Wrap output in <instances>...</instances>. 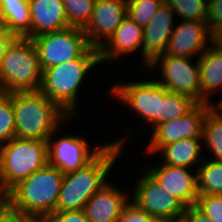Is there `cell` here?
Returning <instances> with one entry per match:
<instances>
[{
	"instance_id": "74e56055",
	"label": "cell",
	"mask_w": 222,
	"mask_h": 222,
	"mask_svg": "<svg viewBox=\"0 0 222 222\" xmlns=\"http://www.w3.org/2000/svg\"><path fill=\"white\" fill-rule=\"evenodd\" d=\"M163 222H188V220L184 216H181V217H178V218L164 220Z\"/></svg>"
},
{
	"instance_id": "cb8c5ba5",
	"label": "cell",
	"mask_w": 222,
	"mask_h": 222,
	"mask_svg": "<svg viewBox=\"0 0 222 222\" xmlns=\"http://www.w3.org/2000/svg\"><path fill=\"white\" fill-rule=\"evenodd\" d=\"M199 194H222V161L204 158L197 168Z\"/></svg>"
},
{
	"instance_id": "4fadbf2b",
	"label": "cell",
	"mask_w": 222,
	"mask_h": 222,
	"mask_svg": "<svg viewBox=\"0 0 222 222\" xmlns=\"http://www.w3.org/2000/svg\"><path fill=\"white\" fill-rule=\"evenodd\" d=\"M127 16V0H96L91 18L83 28L89 45L100 49Z\"/></svg>"
},
{
	"instance_id": "603a6c76",
	"label": "cell",
	"mask_w": 222,
	"mask_h": 222,
	"mask_svg": "<svg viewBox=\"0 0 222 222\" xmlns=\"http://www.w3.org/2000/svg\"><path fill=\"white\" fill-rule=\"evenodd\" d=\"M203 145L211 160L222 161V112L213 105L206 113L202 130Z\"/></svg>"
},
{
	"instance_id": "4dcf8cb0",
	"label": "cell",
	"mask_w": 222,
	"mask_h": 222,
	"mask_svg": "<svg viewBox=\"0 0 222 222\" xmlns=\"http://www.w3.org/2000/svg\"><path fill=\"white\" fill-rule=\"evenodd\" d=\"M116 222H163L158 217L150 216L146 211L140 209L131 200L124 207L122 214L117 218Z\"/></svg>"
},
{
	"instance_id": "d6a6232c",
	"label": "cell",
	"mask_w": 222,
	"mask_h": 222,
	"mask_svg": "<svg viewBox=\"0 0 222 222\" xmlns=\"http://www.w3.org/2000/svg\"><path fill=\"white\" fill-rule=\"evenodd\" d=\"M47 222H89L84 209L54 212L44 218Z\"/></svg>"
},
{
	"instance_id": "7402d4cb",
	"label": "cell",
	"mask_w": 222,
	"mask_h": 222,
	"mask_svg": "<svg viewBox=\"0 0 222 222\" xmlns=\"http://www.w3.org/2000/svg\"><path fill=\"white\" fill-rule=\"evenodd\" d=\"M4 29L18 37L31 38V13L28 0H0Z\"/></svg>"
},
{
	"instance_id": "44dd1931",
	"label": "cell",
	"mask_w": 222,
	"mask_h": 222,
	"mask_svg": "<svg viewBox=\"0 0 222 222\" xmlns=\"http://www.w3.org/2000/svg\"><path fill=\"white\" fill-rule=\"evenodd\" d=\"M203 138L193 137L185 138L171 144L161 147L158 151L162 161L160 164L187 167L192 169L202 163L205 157L201 154L203 151ZM199 162V163H198ZM198 164V165H197Z\"/></svg>"
},
{
	"instance_id": "ffe728a7",
	"label": "cell",
	"mask_w": 222,
	"mask_h": 222,
	"mask_svg": "<svg viewBox=\"0 0 222 222\" xmlns=\"http://www.w3.org/2000/svg\"><path fill=\"white\" fill-rule=\"evenodd\" d=\"M200 64L201 103L215 105L210 99L222 92V48L214 42L198 58ZM216 92V93H215Z\"/></svg>"
},
{
	"instance_id": "ab89813d",
	"label": "cell",
	"mask_w": 222,
	"mask_h": 222,
	"mask_svg": "<svg viewBox=\"0 0 222 222\" xmlns=\"http://www.w3.org/2000/svg\"><path fill=\"white\" fill-rule=\"evenodd\" d=\"M30 222H47L45 219H32Z\"/></svg>"
},
{
	"instance_id": "e0dca14e",
	"label": "cell",
	"mask_w": 222,
	"mask_h": 222,
	"mask_svg": "<svg viewBox=\"0 0 222 222\" xmlns=\"http://www.w3.org/2000/svg\"><path fill=\"white\" fill-rule=\"evenodd\" d=\"M143 35V27L127 16L99 49L101 64L110 63L113 59L120 60L121 56L128 57V54L131 56L135 52L138 55L137 51H140L141 55L138 56L142 58Z\"/></svg>"
},
{
	"instance_id": "e575fe53",
	"label": "cell",
	"mask_w": 222,
	"mask_h": 222,
	"mask_svg": "<svg viewBox=\"0 0 222 222\" xmlns=\"http://www.w3.org/2000/svg\"><path fill=\"white\" fill-rule=\"evenodd\" d=\"M17 38L18 36L15 33L8 32L6 29L0 32V65L8 48Z\"/></svg>"
},
{
	"instance_id": "277c9868",
	"label": "cell",
	"mask_w": 222,
	"mask_h": 222,
	"mask_svg": "<svg viewBox=\"0 0 222 222\" xmlns=\"http://www.w3.org/2000/svg\"><path fill=\"white\" fill-rule=\"evenodd\" d=\"M16 137L47 141L70 116L40 91L12 92Z\"/></svg>"
},
{
	"instance_id": "836d02e7",
	"label": "cell",
	"mask_w": 222,
	"mask_h": 222,
	"mask_svg": "<svg viewBox=\"0 0 222 222\" xmlns=\"http://www.w3.org/2000/svg\"><path fill=\"white\" fill-rule=\"evenodd\" d=\"M32 219L13 210L3 199L0 201V222H30Z\"/></svg>"
},
{
	"instance_id": "d6986e66",
	"label": "cell",
	"mask_w": 222,
	"mask_h": 222,
	"mask_svg": "<svg viewBox=\"0 0 222 222\" xmlns=\"http://www.w3.org/2000/svg\"><path fill=\"white\" fill-rule=\"evenodd\" d=\"M31 38L70 27L62 0H28Z\"/></svg>"
},
{
	"instance_id": "9c48e42d",
	"label": "cell",
	"mask_w": 222,
	"mask_h": 222,
	"mask_svg": "<svg viewBox=\"0 0 222 222\" xmlns=\"http://www.w3.org/2000/svg\"><path fill=\"white\" fill-rule=\"evenodd\" d=\"M42 70L79 58L89 47L83 28L68 27L31 38Z\"/></svg>"
},
{
	"instance_id": "3957f363",
	"label": "cell",
	"mask_w": 222,
	"mask_h": 222,
	"mask_svg": "<svg viewBox=\"0 0 222 222\" xmlns=\"http://www.w3.org/2000/svg\"><path fill=\"white\" fill-rule=\"evenodd\" d=\"M63 173L50 164L14 186L3 200L16 211L33 219H44L56 212Z\"/></svg>"
},
{
	"instance_id": "484cf974",
	"label": "cell",
	"mask_w": 222,
	"mask_h": 222,
	"mask_svg": "<svg viewBox=\"0 0 222 222\" xmlns=\"http://www.w3.org/2000/svg\"><path fill=\"white\" fill-rule=\"evenodd\" d=\"M180 20L206 21L208 0H165Z\"/></svg>"
},
{
	"instance_id": "7a4b0ae2",
	"label": "cell",
	"mask_w": 222,
	"mask_h": 222,
	"mask_svg": "<svg viewBox=\"0 0 222 222\" xmlns=\"http://www.w3.org/2000/svg\"><path fill=\"white\" fill-rule=\"evenodd\" d=\"M100 63L99 49L90 46L79 58L42 70L39 91L70 117L79 116L80 86L90 70Z\"/></svg>"
},
{
	"instance_id": "83f0119b",
	"label": "cell",
	"mask_w": 222,
	"mask_h": 222,
	"mask_svg": "<svg viewBox=\"0 0 222 222\" xmlns=\"http://www.w3.org/2000/svg\"><path fill=\"white\" fill-rule=\"evenodd\" d=\"M164 2L165 0H127L128 17L145 27Z\"/></svg>"
},
{
	"instance_id": "5bb4252c",
	"label": "cell",
	"mask_w": 222,
	"mask_h": 222,
	"mask_svg": "<svg viewBox=\"0 0 222 222\" xmlns=\"http://www.w3.org/2000/svg\"><path fill=\"white\" fill-rule=\"evenodd\" d=\"M212 43L213 34L206 21L178 20L164 54L199 58Z\"/></svg>"
},
{
	"instance_id": "ba28073f",
	"label": "cell",
	"mask_w": 222,
	"mask_h": 222,
	"mask_svg": "<svg viewBox=\"0 0 222 222\" xmlns=\"http://www.w3.org/2000/svg\"><path fill=\"white\" fill-rule=\"evenodd\" d=\"M76 117H69L47 140L48 164L58 168L63 174L71 173L82 169L90 163L109 143L93 144L83 135L62 134L58 138H54L61 133L62 126L66 127V122H72ZM69 120V121H68ZM60 130V131H59ZM54 136V137H53Z\"/></svg>"
},
{
	"instance_id": "2e32d148",
	"label": "cell",
	"mask_w": 222,
	"mask_h": 222,
	"mask_svg": "<svg viewBox=\"0 0 222 222\" xmlns=\"http://www.w3.org/2000/svg\"><path fill=\"white\" fill-rule=\"evenodd\" d=\"M175 12L164 2L150 23L143 27L142 63L144 69L164 54L175 27Z\"/></svg>"
},
{
	"instance_id": "7c38bea8",
	"label": "cell",
	"mask_w": 222,
	"mask_h": 222,
	"mask_svg": "<svg viewBox=\"0 0 222 222\" xmlns=\"http://www.w3.org/2000/svg\"><path fill=\"white\" fill-rule=\"evenodd\" d=\"M141 178L135 183V192L131 194V201L150 216L158 217L162 221L183 216L186 206L171 193L163 190L144 168Z\"/></svg>"
},
{
	"instance_id": "f35d334b",
	"label": "cell",
	"mask_w": 222,
	"mask_h": 222,
	"mask_svg": "<svg viewBox=\"0 0 222 222\" xmlns=\"http://www.w3.org/2000/svg\"><path fill=\"white\" fill-rule=\"evenodd\" d=\"M215 106L222 112V97L219 100L217 99Z\"/></svg>"
},
{
	"instance_id": "8d00e7d4",
	"label": "cell",
	"mask_w": 222,
	"mask_h": 222,
	"mask_svg": "<svg viewBox=\"0 0 222 222\" xmlns=\"http://www.w3.org/2000/svg\"><path fill=\"white\" fill-rule=\"evenodd\" d=\"M213 42L222 48V27L213 34Z\"/></svg>"
},
{
	"instance_id": "9a60e30c",
	"label": "cell",
	"mask_w": 222,
	"mask_h": 222,
	"mask_svg": "<svg viewBox=\"0 0 222 222\" xmlns=\"http://www.w3.org/2000/svg\"><path fill=\"white\" fill-rule=\"evenodd\" d=\"M144 168L158 183L164 191L171 193L186 207L196 205L198 192L197 170L190 172V168L157 164L147 165Z\"/></svg>"
},
{
	"instance_id": "4316f807",
	"label": "cell",
	"mask_w": 222,
	"mask_h": 222,
	"mask_svg": "<svg viewBox=\"0 0 222 222\" xmlns=\"http://www.w3.org/2000/svg\"><path fill=\"white\" fill-rule=\"evenodd\" d=\"M68 25L84 28L91 18L96 0H62Z\"/></svg>"
},
{
	"instance_id": "30bf717a",
	"label": "cell",
	"mask_w": 222,
	"mask_h": 222,
	"mask_svg": "<svg viewBox=\"0 0 222 222\" xmlns=\"http://www.w3.org/2000/svg\"><path fill=\"white\" fill-rule=\"evenodd\" d=\"M156 68L159 69L160 76L153 78H157L155 80L159 84L168 91L189 96L197 103H201L200 64L198 58L163 54L147 67L149 71H154Z\"/></svg>"
},
{
	"instance_id": "8fae6325",
	"label": "cell",
	"mask_w": 222,
	"mask_h": 222,
	"mask_svg": "<svg viewBox=\"0 0 222 222\" xmlns=\"http://www.w3.org/2000/svg\"><path fill=\"white\" fill-rule=\"evenodd\" d=\"M212 106L209 103H197L185 115L158 124L151 131L144 155H155L161 147L185 138L202 137L203 120Z\"/></svg>"
},
{
	"instance_id": "8992f818",
	"label": "cell",
	"mask_w": 222,
	"mask_h": 222,
	"mask_svg": "<svg viewBox=\"0 0 222 222\" xmlns=\"http://www.w3.org/2000/svg\"><path fill=\"white\" fill-rule=\"evenodd\" d=\"M42 79L38 54L31 38L18 37L0 65V84L5 93L39 91Z\"/></svg>"
},
{
	"instance_id": "52a82bcc",
	"label": "cell",
	"mask_w": 222,
	"mask_h": 222,
	"mask_svg": "<svg viewBox=\"0 0 222 222\" xmlns=\"http://www.w3.org/2000/svg\"><path fill=\"white\" fill-rule=\"evenodd\" d=\"M148 80L142 78V80L132 82H118L115 85H111L110 94L115 101L124 104V107L129 108L134 112L133 116L139 117L142 122L145 121L152 129L151 131L161 123V108L163 102V86L159 84L153 76Z\"/></svg>"
},
{
	"instance_id": "5b68a950",
	"label": "cell",
	"mask_w": 222,
	"mask_h": 222,
	"mask_svg": "<svg viewBox=\"0 0 222 222\" xmlns=\"http://www.w3.org/2000/svg\"><path fill=\"white\" fill-rule=\"evenodd\" d=\"M48 164L47 141L14 137L0 145V196Z\"/></svg>"
},
{
	"instance_id": "d4e9b609",
	"label": "cell",
	"mask_w": 222,
	"mask_h": 222,
	"mask_svg": "<svg viewBox=\"0 0 222 222\" xmlns=\"http://www.w3.org/2000/svg\"><path fill=\"white\" fill-rule=\"evenodd\" d=\"M197 102L189 96L168 91L163 86L161 123L177 119L189 112Z\"/></svg>"
},
{
	"instance_id": "60d3db41",
	"label": "cell",
	"mask_w": 222,
	"mask_h": 222,
	"mask_svg": "<svg viewBox=\"0 0 222 222\" xmlns=\"http://www.w3.org/2000/svg\"><path fill=\"white\" fill-rule=\"evenodd\" d=\"M4 30V25L0 16V32Z\"/></svg>"
},
{
	"instance_id": "d590c367",
	"label": "cell",
	"mask_w": 222,
	"mask_h": 222,
	"mask_svg": "<svg viewBox=\"0 0 222 222\" xmlns=\"http://www.w3.org/2000/svg\"><path fill=\"white\" fill-rule=\"evenodd\" d=\"M183 216L188 222H212L196 205L186 207Z\"/></svg>"
},
{
	"instance_id": "1f68e13d",
	"label": "cell",
	"mask_w": 222,
	"mask_h": 222,
	"mask_svg": "<svg viewBox=\"0 0 222 222\" xmlns=\"http://www.w3.org/2000/svg\"><path fill=\"white\" fill-rule=\"evenodd\" d=\"M206 22L212 34L222 27V0H208Z\"/></svg>"
},
{
	"instance_id": "ac0fdd59",
	"label": "cell",
	"mask_w": 222,
	"mask_h": 222,
	"mask_svg": "<svg viewBox=\"0 0 222 222\" xmlns=\"http://www.w3.org/2000/svg\"><path fill=\"white\" fill-rule=\"evenodd\" d=\"M130 193L108 182L86 203L84 211L89 222H116L131 200Z\"/></svg>"
},
{
	"instance_id": "6da1fadb",
	"label": "cell",
	"mask_w": 222,
	"mask_h": 222,
	"mask_svg": "<svg viewBox=\"0 0 222 222\" xmlns=\"http://www.w3.org/2000/svg\"><path fill=\"white\" fill-rule=\"evenodd\" d=\"M126 140V136L112 140L85 167L63 175L56 212L84 209L89 199L109 182L107 177L125 150Z\"/></svg>"
},
{
	"instance_id": "f1b7e54d",
	"label": "cell",
	"mask_w": 222,
	"mask_h": 222,
	"mask_svg": "<svg viewBox=\"0 0 222 222\" xmlns=\"http://www.w3.org/2000/svg\"><path fill=\"white\" fill-rule=\"evenodd\" d=\"M16 137L12 93L0 95V145Z\"/></svg>"
},
{
	"instance_id": "b9f144b4",
	"label": "cell",
	"mask_w": 222,
	"mask_h": 222,
	"mask_svg": "<svg viewBox=\"0 0 222 222\" xmlns=\"http://www.w3.org/2000/svg\"><path fill=\"white\" fill-rule=\"evenodd\" d=\"M4 93L2 87H1V84H0V95H2Z\"/></svg>"
},
{
	"instance_id": "f546056e",
	"label": "cell",
	"mask_w": 222,
	"mask_h": 222,
	"mask_svg": "<svg viewBox=\"0 0 222 222\" xmlns=\"http://www.w3.org/2000/svg\"><path fill=\"white\" fill-rule=\"evenodd\" d=\"M196 206L212 222H222V194H199Z\"/></svg>"
}]
</instances>
